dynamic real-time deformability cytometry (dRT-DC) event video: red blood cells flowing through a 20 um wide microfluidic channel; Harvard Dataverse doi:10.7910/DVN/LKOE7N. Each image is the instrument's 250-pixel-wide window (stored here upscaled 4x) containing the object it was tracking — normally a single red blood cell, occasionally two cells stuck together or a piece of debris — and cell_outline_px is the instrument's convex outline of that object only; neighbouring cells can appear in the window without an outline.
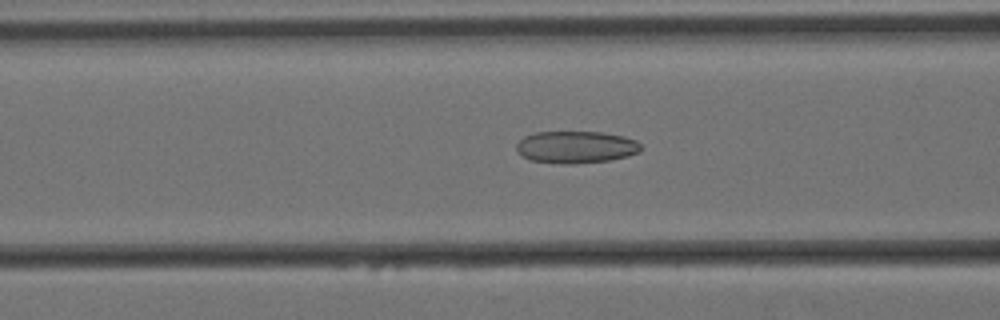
{"species": "Egyptian fruit bat (a non-hibernating species)", "species_latin": "Rousettus aegyptiacus", "temperature_condition": "cold", "stored_images_in_passage": 29, "camera_frame_rate_fps": 3000, "um_per_image_px": 0.085, "animal": {"sex": "female"}, "frame": {"image": 1, "passage_image": 6, "time_ms": 1.667, "image_size_px": [1000, 320], "cell_outline_px": [[644, 148], [640, 152], [628, 156], [608, 160], [572, 164], [564, 164], [532, 160], [524, 156], [516, 148], [516, 144], [524, 136], [536, 132], [604, 132], [624, 136], [636, 140]], "centroid_in_image_um": [49.01, 12.49], "position_along_channel_um": 117.6, "area_um2": 23.29}}
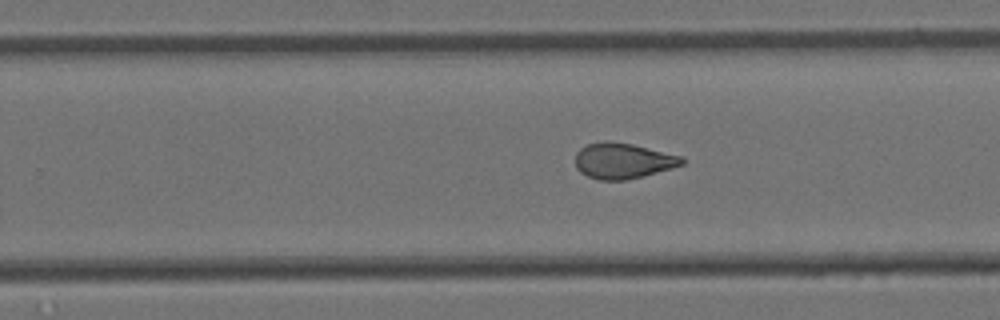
{"frame": {"image": 2, "passage_image": 20, "time_ms": 6.333, "image_size_px": [1000, 320], "cell_outline_px": [[684, 164], [672, 168], [644, 176], [624, 180], [600, 180], [588, 176], [580, 172], [576, 168], [576, 152], [580, 148], [588, 144], [604, 140], [608, 140], [632, 144], [684, 156]], "centroid_in_image_um": [52.96, 13.66], "position_along_channel_um": 276.8, "area_um2": 22.31}}
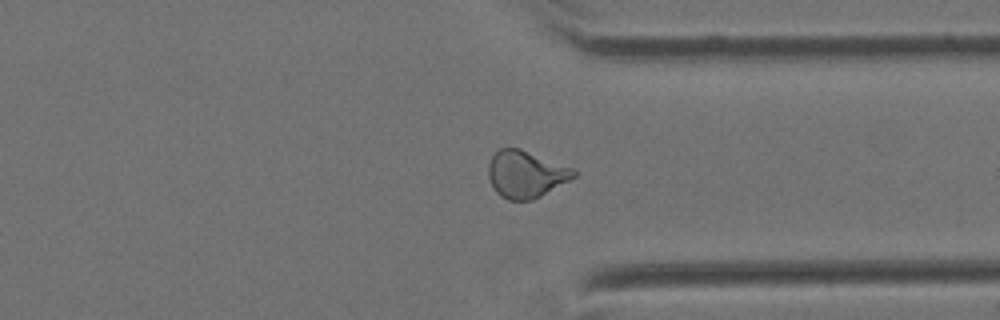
{"frame": {"image": 3, "passage_image": 28, "time_ms": 9.0, "image_size_px": [1000, 320], "cell_outline_px": [[576, 176], [540, 196], [532, 200], [508, 200], [500, 196], [496, 192], [488, 176], [488, 164], [492, 156], [500, 148], [520, 148], [572, 168], [576, 172]], "centroid_in_image_um": [44.66, 14.8], "position_along_channel_um": 366.7, "area_um2": 23.12}}